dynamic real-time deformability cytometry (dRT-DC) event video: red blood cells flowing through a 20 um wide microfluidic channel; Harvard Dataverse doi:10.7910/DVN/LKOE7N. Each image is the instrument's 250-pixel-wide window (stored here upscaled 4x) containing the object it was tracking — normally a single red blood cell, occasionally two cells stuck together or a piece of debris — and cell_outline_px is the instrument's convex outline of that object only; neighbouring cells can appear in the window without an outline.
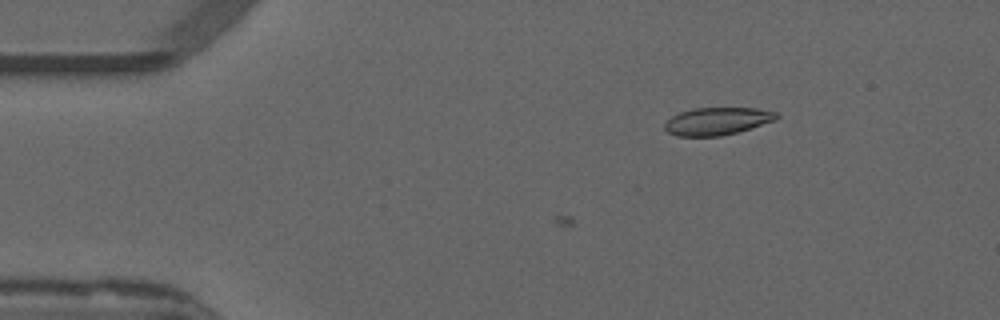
{"species": "common noctule bat (a hibernating species)", "species_latin": "Nyctalus noctula", "temperature_condition": "warm", "stored_images_in_passage": 2, "camera_frame_rate_fps": 3000, "um_per_image_px": 0.085, "animal": {"sex": "male", "forearm_length_mm": 52.5}, "frame": {"image": 1, "passage_image": 2, "time_ms": 0.333, "image_size_px": [1000, 320], "cell_outline_px": [[780, 116], [776, 120], [736, 132], [720, 136], [676, 136], [668, 132], [664, 128], [664, 124], [672, 116], [680, 112], [692, 108], [756, 108], [776, 112]], "centroid_in_image_um": [60.95, 10.29], "position_along_channel_um": 24.1, "area_um2": 17.86}}